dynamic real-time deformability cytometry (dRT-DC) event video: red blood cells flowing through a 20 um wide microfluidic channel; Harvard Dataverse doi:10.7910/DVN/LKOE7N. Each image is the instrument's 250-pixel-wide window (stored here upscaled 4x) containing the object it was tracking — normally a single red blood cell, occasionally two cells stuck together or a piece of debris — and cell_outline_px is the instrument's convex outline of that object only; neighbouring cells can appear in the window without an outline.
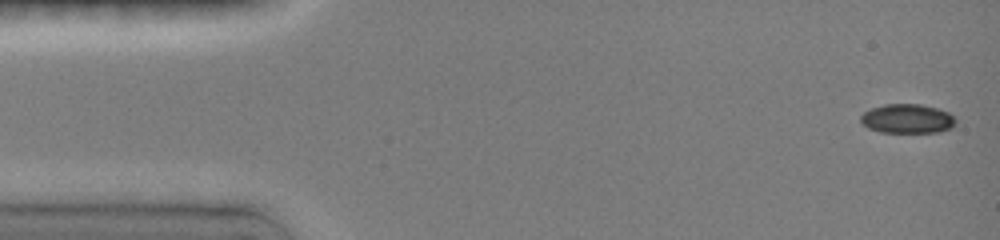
{"species": "common noctule bat (a hibernating species)", "species_latin": "Nyctalus noctula", "temperature_condition": "room temperature", "stored_images_in_passage": 9, "camera_frame_rate_fps": 3000, "um_per_image_px": 0.085, "animal": {"sex": "female", "body_mass_g": 19.0, "forearm_length_mm": 51.5}, "frame": {"image": 1, "passage_image": 1, "time_ms": 0.0, "image_size_px": [1000, 240], "cell_outline_px": [[956, 124], [952, 128], [940, 132], [880, 132], [868, 128], [860, 120], [860, 116], [864, 112], [872, 108], [884, 104], [920, 104], [936, 108], [948, 112], [956, 120]], "centroid_in_image_um": [77.13, 10.09], "position_along_channel_um": 7.9, "area_um2": 16.18}}
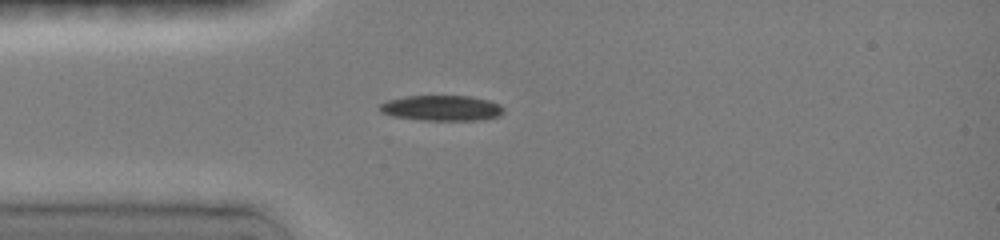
{"frame": {"image": 2, "passage_image": 7, "time_ms": 3.667, "image_size_px": [1000, 240], "cell_outline_px": [[504, 112], [500, 116], [480, 120], [420, 120], [392, 116], [380, 112], [376, 108], [380, 104], [388, 100], [404, 96], [472, 96], [488, 100], [500, 104], [504, 108]], "centroid_in_image_um": [37.53, 9.18], "position_along_channel_um": 47.5, "area_um2": 18.61}}